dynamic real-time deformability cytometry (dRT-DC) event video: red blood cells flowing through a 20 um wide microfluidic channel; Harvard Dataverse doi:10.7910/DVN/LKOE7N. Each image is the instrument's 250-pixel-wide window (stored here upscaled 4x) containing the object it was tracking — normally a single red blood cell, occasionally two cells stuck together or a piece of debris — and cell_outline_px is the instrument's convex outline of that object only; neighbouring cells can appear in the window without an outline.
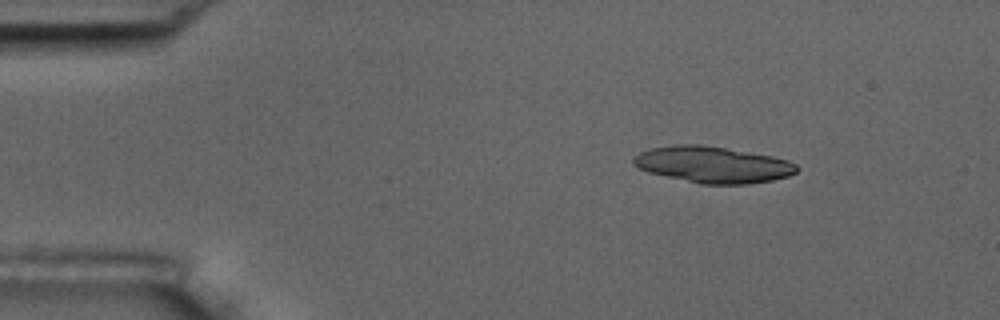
{"species": "common noctule bat (a hibernating species)", "species_latin": "Nyctalus noctula", "temperature_condition": "room temperature", "stored_images_in_passage": 6, "camera_frame_rate_fps": 3000, "um_per_image_px": 0.085, "animal": {"sex": "male", "body_mass_g": 17.5, "forearm_length_mm": 52.3}, "frame": {"image": 1, "passage_image": 2, "time_ms": 0.333, "image_size_px": [1000, 320], "cell_outline_px": [[800, 168], [796, 172], [788, 176], [772, 180], [748, 184], [700, 184], [648, 172], [632, 164], [632, 160], [640, 152], [652, 148], [676, 144], [700, 144], [772, 156], [788, 160], [796, 164]], "centroid_in_image_um": [60.6, 14.0], "position_along_channel_um": 24.4, "area_um2": 34.45}}
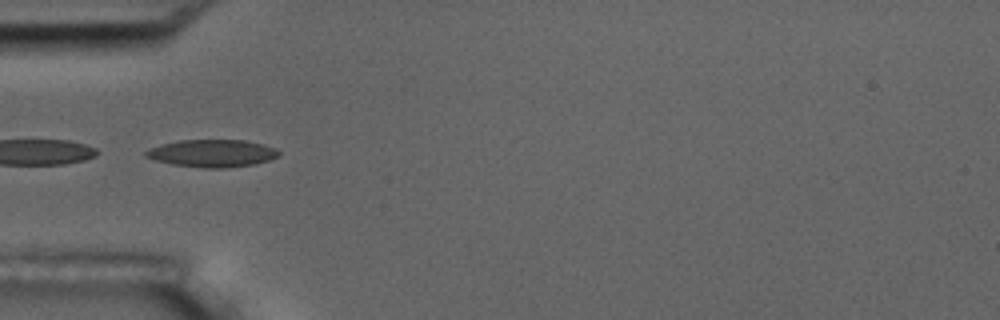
{"frame": {"image": 2, "passage_image": 5, "time_ms": 1.333, "image_size_px": [1000, 320], "cell_outline_px": [[280, 156], [256, 164], [224, 168], [204, 168], [172, 164], [156, 160], [144, 156], [144, 152], [148, 148], [160, 144], [180, 140], [244, 140], [276, 148], [280, 152]], "centroid_in_image_um": [18.02, 13.03], "position_along_channel_um": 67.0, "area_um2": 21.33}}